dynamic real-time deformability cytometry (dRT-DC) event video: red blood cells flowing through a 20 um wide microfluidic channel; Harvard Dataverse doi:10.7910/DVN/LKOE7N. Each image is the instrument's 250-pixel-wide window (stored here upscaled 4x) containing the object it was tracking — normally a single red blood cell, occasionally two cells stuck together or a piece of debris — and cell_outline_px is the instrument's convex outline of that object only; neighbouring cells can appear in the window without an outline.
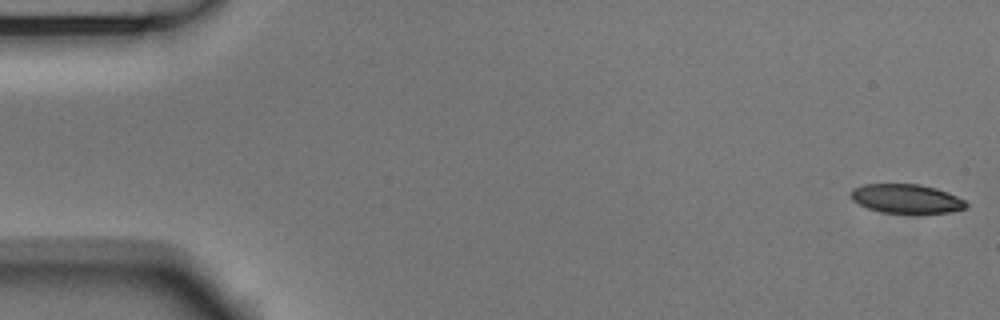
{"species": "Egyptian fruit bat (a non-hibernating species)", "species_latin": "Rousettus aegyptiacus", "temperature_condition": "room temperature", "stored_images_in_passage": 54, "camera_frame_rate_fps": 3000, "um_per_image_px": 0.085, "animal": {"sex": "male"}, "frame": {"image": 1, "passage_image": 1, "time_ms": 0.0, "image_size_px": [1000, 320], "cell_outline_px": [[968, 204], [964, 208], [952, 212], [884, 212], [868, 208], [852, 200], [852, 188], [864, 184], [920, 184], [936, 188], [948, 192], [964, 200]], "centroid_in_image_um": [77.04, 16.87], "position_along_channel_um": 8.0, "area_um2": 19.13}}
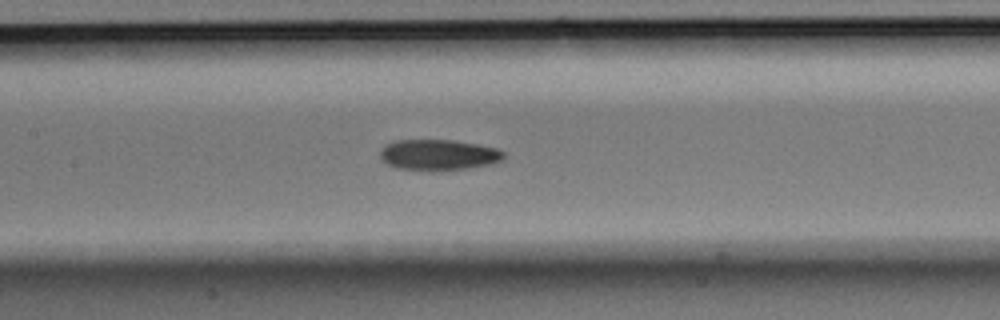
{"frame": {"image": 2, "passage_image": 25, "time_ms": 8.0, "image_size_px": [1000, 320], "cell_outline_px": [[504, 156], [500, 160], [492, 164], [444, 172], [428, 172], [396, 168], [388, 164], [380, 156], [380, 148], [384, 144], [396, 140], [452, 140], [480, 144], [496, 148], [504, 152]], "centroid_in_image_um": [37.25, 13.18], "position_along_channel_um": 170.2, "area_um2": 22.77}}
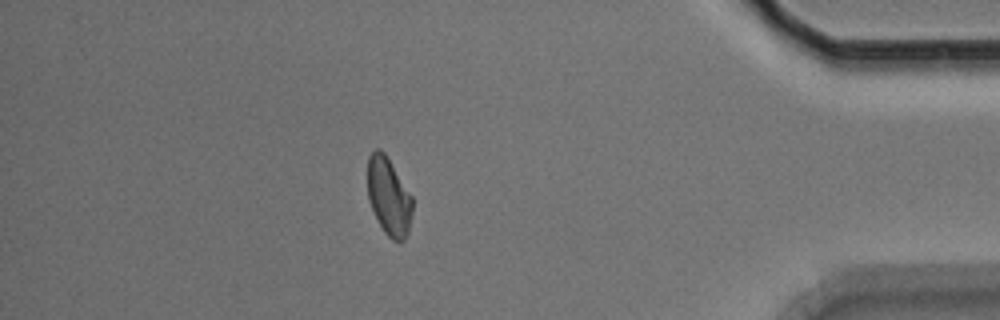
{"frame": {"image": 3, "passage_image": 47, "time_ms": 15.333, "image_size_px": [1000, 320], "cell_outline_px": [[412, 212], [408, 232], [404, 240], [400, 244], [392, 240], [384, 232], [368, 200], [368, 156], [376, 148], [380, 148], [384, 152], [412, 196]], "centroid_in_image_um": [33.05, 16.72], "position_along_channel_um": 402.2, "area_um2": 20.23}, "authors_computed_cell_mechanics": {"area_um2": 21.4438, "velocity_mm_per_s": 3.7294, "shape_relaxation_time_tau1_ms": 4.9087, "shape_relaxation_time_tau2_ms": 4.3727, "deformation_change_tau1": 0.1134, "deformation_change_tau2": 0.1059}}